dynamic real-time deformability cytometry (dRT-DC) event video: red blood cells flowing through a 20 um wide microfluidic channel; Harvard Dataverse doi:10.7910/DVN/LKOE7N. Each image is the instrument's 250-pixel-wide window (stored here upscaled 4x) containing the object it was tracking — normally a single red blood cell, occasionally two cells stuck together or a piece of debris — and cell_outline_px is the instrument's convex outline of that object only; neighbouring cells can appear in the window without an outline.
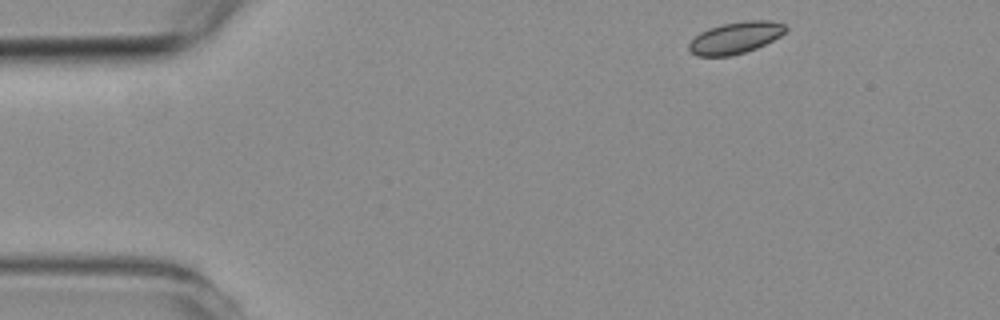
{"species": "common noctule bat (a hibernating species)", "species_latin": "Nyctalus noctula", "temperature_condition": "room temperature", "stored_images_in_passage": 3, "camera_frame_rate_fps": 3000, "um_per_image_px": 0.085, "animal": {"sex": "female", "body_mass_g": 19.3, "forearm_length_mm": 54.1}, "frame": {"image": 1, "passage_image": 1, "time_ms": 0.0, "image_size_px": [1000, 320], "cell_outline_px": [[788, 28], [780, 36], [756, 48], [744, 52], [728, 56], [696, 56], [688, 48], [688, 44], [700, 32], [708, 28], [724, 24], [744, 20], [772, 20], [784, 24]], "centroid_in_image_um": [62.51, 3.19], "position_along_channel_um": 22.5, "area_um2": 17.74}}